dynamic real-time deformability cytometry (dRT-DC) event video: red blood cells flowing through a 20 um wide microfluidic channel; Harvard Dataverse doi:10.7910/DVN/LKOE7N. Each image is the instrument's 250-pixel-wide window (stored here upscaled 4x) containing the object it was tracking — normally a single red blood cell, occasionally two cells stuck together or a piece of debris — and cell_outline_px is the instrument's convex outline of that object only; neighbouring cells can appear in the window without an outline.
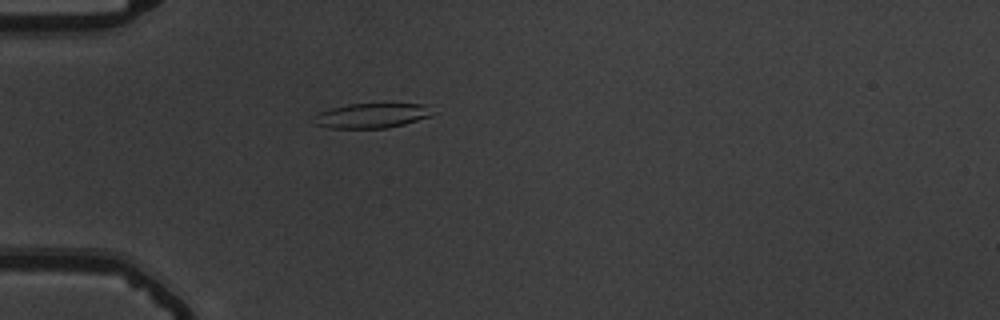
{"species": "common noctule bat (a hibernating species)", "species_latin": "Nyctalus noctula", "temperature_condition": "warm", "stored_images_in_passage": 42, "camera_frame_rate_fps": 3000, "um_per_image_px": 0.085, "animal": {"sex": "male", "body_mass_g": 19.5, "forearm_length_mm": 54.6}, "frame": {"image": 1, "passage_image": 4, "time_ms": 1.0, "image_size_px": [1000, 320], "cell_outline_px": [[432, 116], [404, 124], [384, 128], [328, 128], [316, 124], [316, 112], [348, 104], [424, 104]], "centroid_in_image_um": [31.55, 9.83], "position_along_channel_um": 53.5, "area_um2": 16.76}}
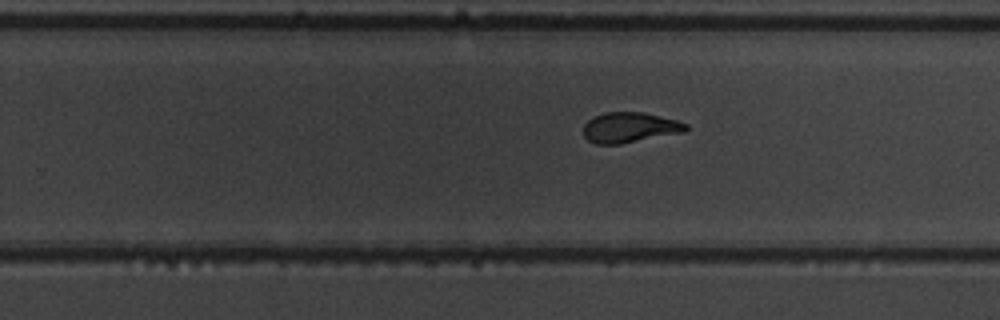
{"frame": {"image": 2, "passage_image": 23, "time_ms": 7.333, "image_size_px": [1000, 320], "cell_outline_px": [[688, 128], [684, 132], [620, 144], [596, 144], [588, 140], [584, 136], [584, 124], [592, 116], [604, 112], [644, 112], [676, 120], [688, 124]], "centroid_in_image_um": [53.51, 10.83], "position_along_channel_um": 276.3, "area_um2": 18.15}}
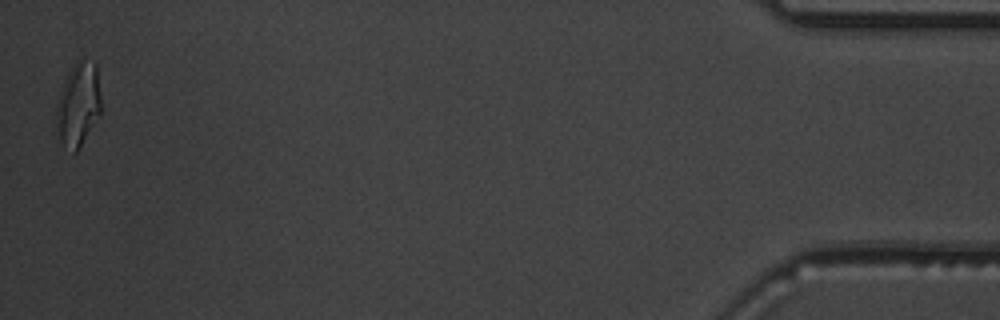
{"frame": {"image": 3, "passage_image": 42, "time_ms": 13.667, "image_size_px": [1000, 320], "cell_outline_px": [[100, 112], [80, 148], [76, 152], [72, 152], [64, 148], [60, 140], [56, 116], [56, 104], [60, 92], [68, 72], [76, 60], [84, 60], [96, 64], [100, 92]], "centroid_in_image_um": [6.64, 8.89], "position_along_channel_um": 428.6, "area_um2": 21.56}, "authors_computed_cell_mechanics": {"area_um2": 18.9006, "velocity_mm_per_s": 3.7173, "shape_relaxation_time_tau1_ms": 3.7194, "shape_relaxation_time_tau2_ms": 2.5122, "deformation_change_tau1": 0.1959, "deformation_change_tau2": 0.0749}}